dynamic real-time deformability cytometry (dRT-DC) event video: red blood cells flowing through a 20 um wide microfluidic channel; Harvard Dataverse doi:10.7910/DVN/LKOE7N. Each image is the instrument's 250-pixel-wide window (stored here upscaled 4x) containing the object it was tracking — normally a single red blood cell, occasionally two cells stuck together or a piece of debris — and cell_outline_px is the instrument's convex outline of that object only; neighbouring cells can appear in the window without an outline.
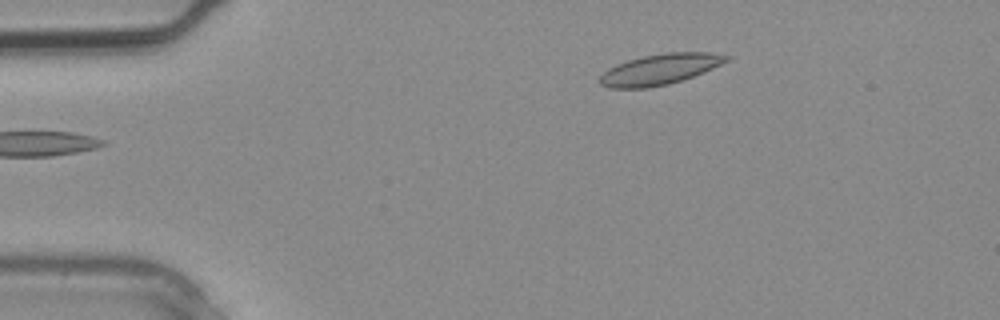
{"species": "common noctule bat (a hibernating species)", "species_latin": "Nyctalus noctula", "temperature_condition": "warm", "stored_images_in_passage": 2, "camera_frame_rate_fps": 3000, "um_per_image_px": 0.085, "animal": {"sex": "male", "body_mass_g": 20.4}, "frame": {"image": 1, "passage_image": 1, "time_ms": 0.0, "image_size_px": [1000, 320], "cell_outline_px": [[732, 56], [728, 60], [704, 72], [668, 84], [648, 88], [608, 88], [600, 84], [600, 76], [608, 68], [616, 64], [628, 60], [644, 56], [664, 52], [708, 52]], "centroid_in_image_um": [56.07, 5.89], "position_along_channel_um": 28.9, "area_um2": 22.48}}